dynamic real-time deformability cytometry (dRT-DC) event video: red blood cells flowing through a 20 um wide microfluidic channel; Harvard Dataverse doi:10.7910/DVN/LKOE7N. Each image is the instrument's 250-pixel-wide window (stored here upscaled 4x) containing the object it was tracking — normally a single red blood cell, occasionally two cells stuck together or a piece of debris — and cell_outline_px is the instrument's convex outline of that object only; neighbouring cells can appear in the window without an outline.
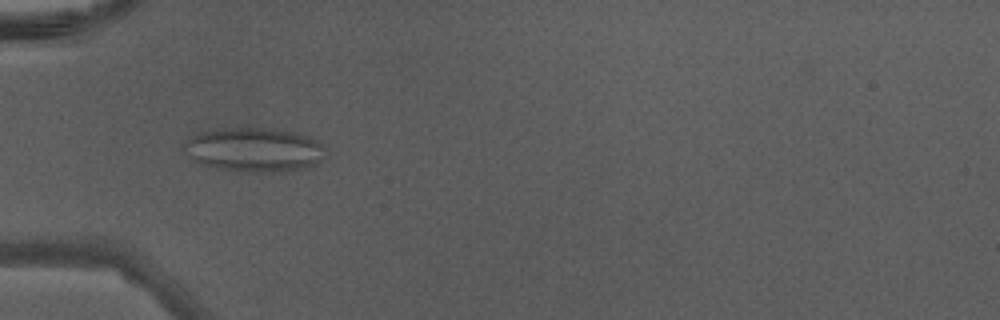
{"species": "Egyptian fruit bat (a non-hibernating species)", "species_latin": "Rousettus aegyptiacus", "temperature_condition": "warm", "stored_images_in_passage": 20, "segment_of_instrument_passage": [1, 2], "camera_frame_rate_fps": 3000, "um_per_image_px": 0.085, "animal": {"sex": "male"}, "frame": {"image": 1, "passage_image": 9, "time_ms": 2.667, "image_size_px": [1000, 320], "cell_outline_px": [[324, 156], [316, 164], [304, 168], [284, 172], [236, 172], [216, 168], [192, 160], [184, 148], [184, 144], [196, 132], [224, 128], [268, 128], [292, 132], [308, 136], [316, 140], [324, 148]], "centroid_in_image_um": [21.59, 12.74], "position_along_channel_um": 63.4, "area_um2": 36.47}}